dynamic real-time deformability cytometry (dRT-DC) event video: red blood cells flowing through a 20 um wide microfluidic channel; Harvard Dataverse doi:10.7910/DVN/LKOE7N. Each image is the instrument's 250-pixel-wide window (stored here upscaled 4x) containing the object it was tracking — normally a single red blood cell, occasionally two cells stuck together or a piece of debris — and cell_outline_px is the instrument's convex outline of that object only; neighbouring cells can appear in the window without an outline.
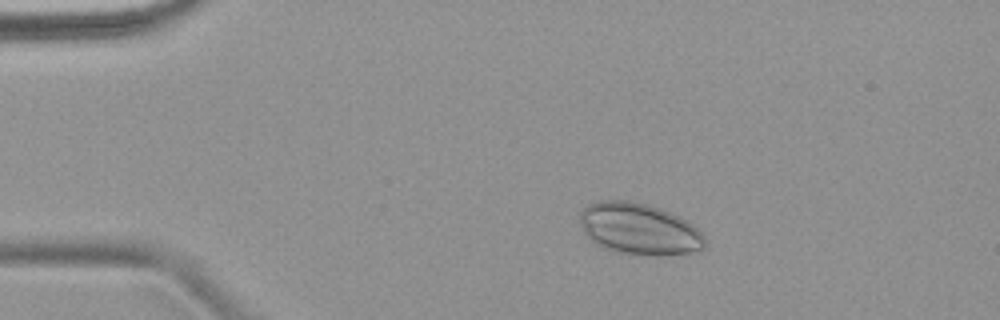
{"species": "common noctule bat (a hibernating species)", "species_latin": "Nyctalus noctula", "temperature_condition": "warm", "stored_images_in_passage": 3, "camera_frame_rate_fps": 3000, "um_per_image_px": 0.085, "animal": {"sex": "female", "body_mass_g": 18.4}, "frame": {"image": 1, "passage_image": 2, "time_ms": 1.0, "image_size_px": [1000, 320], "cell_outline_px": [[704, 248], [700, 252], [660, 256], [656, 256], [616, 252], [604, 248], [596, 244], [584, 232], [580, 224], [580, 212], [588, 204], [600, 200], [628, 200], [648, 204], [660, 208], [692, 224], [704, 236]], "centroid_in_image_um": [54.32, 19.47], "position_along_channel_um": 30.7, "area_um2": 37.63}}